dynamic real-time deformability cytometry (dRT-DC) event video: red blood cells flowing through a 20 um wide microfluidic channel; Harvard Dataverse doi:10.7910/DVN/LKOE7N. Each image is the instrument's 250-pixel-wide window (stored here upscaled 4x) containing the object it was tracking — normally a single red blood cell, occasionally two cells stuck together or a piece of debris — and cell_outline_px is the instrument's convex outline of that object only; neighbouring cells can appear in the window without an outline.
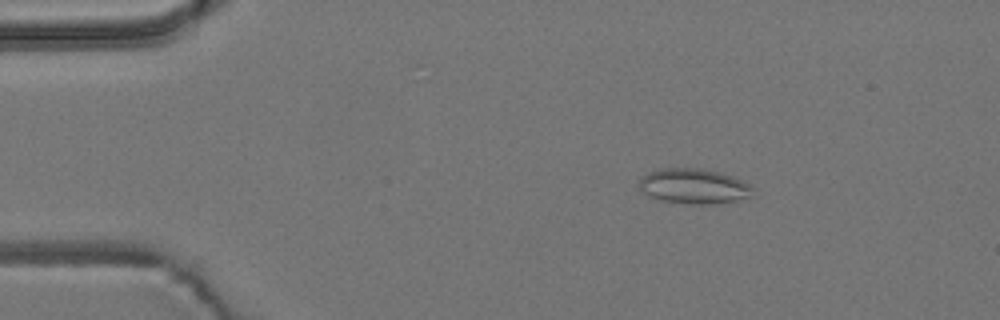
{"species": "common noctule bat (a hibernating species)", "species_latin": "Nyctalus noctula", "temperature_condition": "room temperature", "stored_images_in_passage": 55, "camera_frame_rate_fps": 3000, "um_per_image_px": 0.085, "animal": {"sex": "male", "body_mass_g": 19.2, "forearm_length_mm": 51.8}, "frame": {"image": 1, "passage_image": 9, "time_ms": 2.667, "image_size_px": [1000, 320], "cell_outline_px": [[752, 188], [748, 196], [736, 200], [720, 204], [692, 204], [660, 200], [648, 196], [640, 188], [640, 176], [648, 172], [660, 168], [700, 168], [720, 172], [736, 176], [748, 184]], "centroid_in_image_um": [58.94, 15.81], "position_along_channel_um": 26.1, "area_um2": 23.29}}
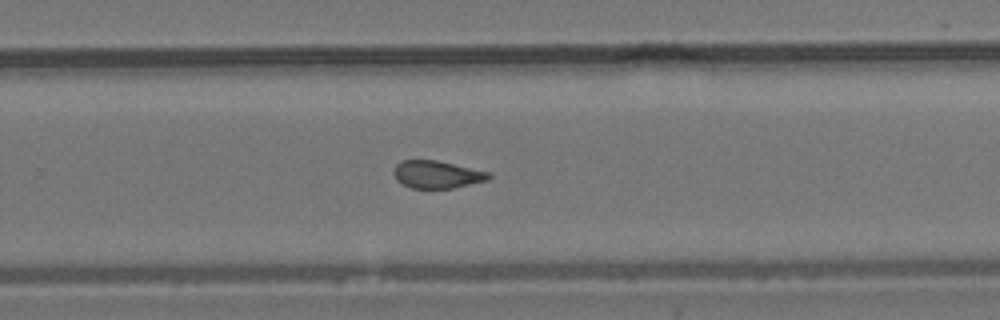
{"frame": {"image": 2, "passage_image": 36, "time_ms": 11.667, "image_size_px": [1000, 320], "cell_outline_px": [[492, 176], [488, 180], [452, 188], [412, 188], [396, 180], [392, 172], [396, 164], [400, 160], [436, 160], [488, 172]], "centroid_in_image_um": [37.1, 14.82], "position_along_channel_um": 292.7, "area_um2": 15.14}}
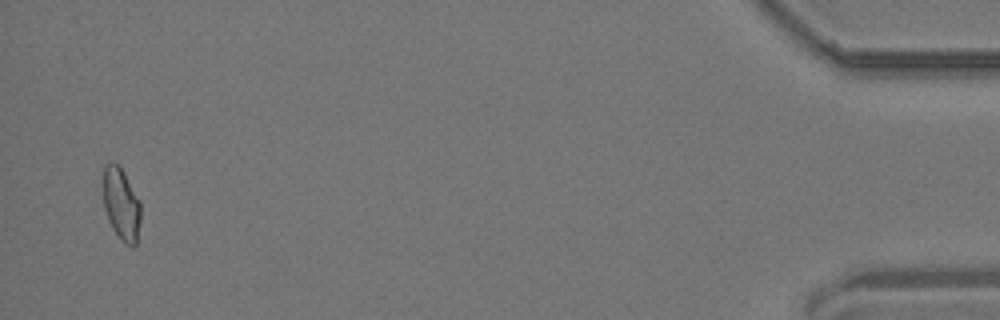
{"frame": {"image": 3, "passage_image": 54, "time_ms": 17.667, "image_size_px": [1000, 320], "cell_outline_px": [[140, 220], [136, 244], [132, 248], [124, 244], [120, 240], [112, 228], [108, 220], [104, 208], [104, 164], [112, 160], [124, 172], [140, 200]], "centroid_in_image_um": [10.31, 17.38], "position_along_channel_um": 424.9, "area_um2": 15.95}, "authors_computed_cell_mechanics": {"area_um2": 16.2418, "velocity_mm_per_s": 3.7017, "shape_relaxation_time_tau1_ms": null, "shape_relaxation_time_tau2_ms": 1.4412, "deformation_change_tau1": null, "deformation_change_tau2": 0.0772}}